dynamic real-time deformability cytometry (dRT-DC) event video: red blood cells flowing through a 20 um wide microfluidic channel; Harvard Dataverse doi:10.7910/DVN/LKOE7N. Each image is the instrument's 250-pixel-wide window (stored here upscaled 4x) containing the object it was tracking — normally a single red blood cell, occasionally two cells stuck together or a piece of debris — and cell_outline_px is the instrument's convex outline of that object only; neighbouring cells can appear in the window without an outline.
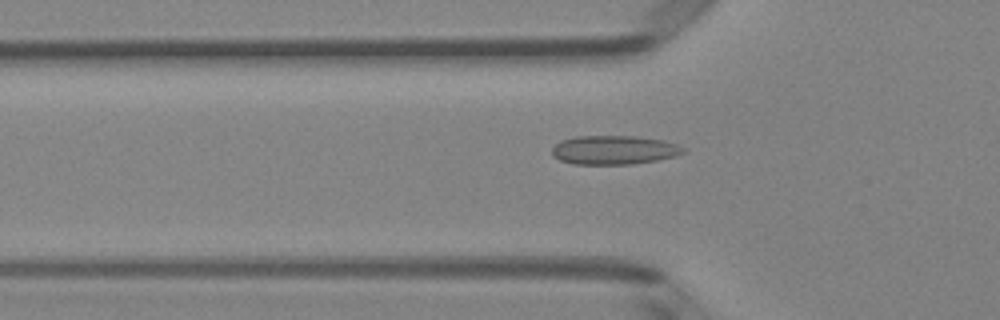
{"species": "Egyptian fruit bat (a non-hibernating species)", "species_latin": "Rousettus aegyptiacus", "temperature_condition": "room temperature", "stored_images_in_passage": 6, "segment_of_instrument_passage": [2, 2], "camera_frame_rate_fps": 3000, "um_per_image_px": 0.085, "animal": {"sex": "female"}, "frame": {"image": 1, "passage_image": 6, "time_ms": 1.667, "image_size_px": [1000, 320], "cell_outline_px": [[684, 152], [676, 156], [656, 160], [632, 164], [572, 164], [560, 160], [552, 156], [552, 148], [560, 140], [576, 136], [636, 136], [664, 140], [676, 144], [684, 148]], "centroid_in_image_um": [52.17, 12.74], "position_along_channel_um": 73.6, "area_um2": 22.2}}